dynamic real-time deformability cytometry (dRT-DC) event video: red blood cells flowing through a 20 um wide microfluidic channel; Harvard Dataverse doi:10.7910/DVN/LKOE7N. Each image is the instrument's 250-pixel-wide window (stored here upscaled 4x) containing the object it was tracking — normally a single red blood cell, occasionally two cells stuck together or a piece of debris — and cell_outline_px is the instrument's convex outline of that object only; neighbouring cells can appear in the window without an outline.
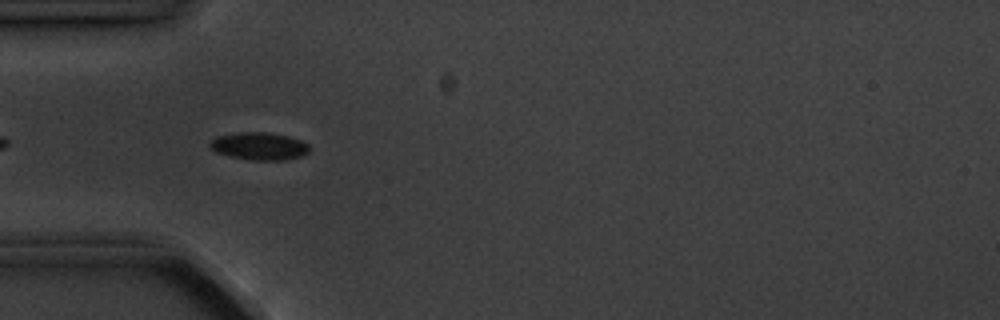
{"species": "common noctule bat (a hibernating species)", "species_latin": "Nyctalus noctula", "temperature_condition": "cold", "stored_images_in_passage": 10, "camera_frame_rate_fps": 3000, "um_per_image_px": 0.085, "animal": {"sex": "male", "body_mass_g": 20.1, "forearm_length_mm": 53.5}, "frame": {"image": 1, "passage_image": 4, "time_ms": 3.333, "image_size_px": [1000, 320], "cell_outline_px": [[308, 152], [300, 156], [284, 160], [248, 160], [216, 152], [208, 144], [216, 136], [236, 132], [268, 132], [288, 136], [300, 140], [308, 144]], "centroid_in_image_um": [22.01, 12.41], "position_along_channel_um": 63.0, "area_um2": 15.9}}
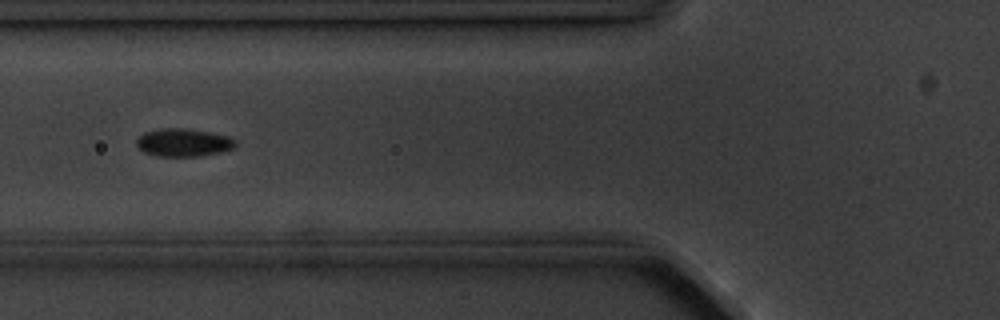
{"frame": {"image": 2, "passage_image": 5, "time_ms": 4.667, "image_size_px": [1000, 320], "cell_outline_px": [[236, 148], [220, 152], [200, 156], [156, 156], [144, 152], [136, 144], [136, 140], [144, 132], [160, 128], [184, 128], [208, 132], [228, 136], [236, 140]], "centroid_in_image_um": [15.6, 12.11], "position_along_channel_um": 110.2, "area_um2": 16.13}}